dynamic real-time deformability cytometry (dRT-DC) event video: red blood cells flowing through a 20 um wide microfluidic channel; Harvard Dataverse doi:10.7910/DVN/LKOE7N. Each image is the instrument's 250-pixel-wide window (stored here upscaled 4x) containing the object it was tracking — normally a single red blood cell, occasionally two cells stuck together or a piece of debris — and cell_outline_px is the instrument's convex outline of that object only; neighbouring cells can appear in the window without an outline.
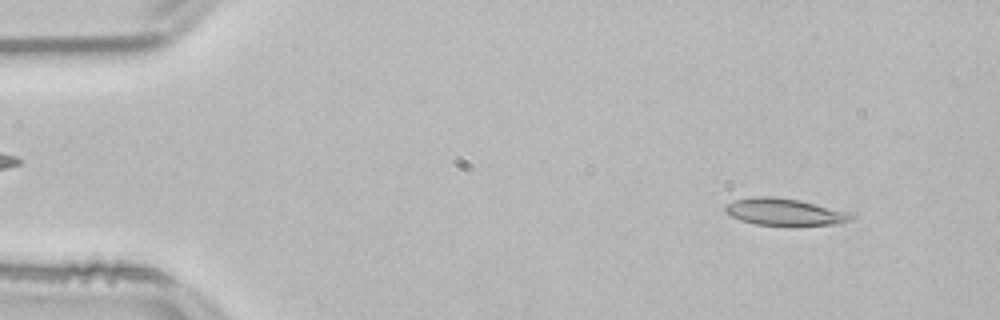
{"species": "common noctule bat (a hibernating species)", "species_latin": "Nyctalus noctula", "temperature_condition": "room temperature", "stored_images_in_passage": 51, "camera_frame_rate_fps": 3000, "um_per_image_px": 0.085, "animal": {"sex": "male", "body_mass_g": 21.5, "forearm_length_mm": 52.0}, "frame": {"image": 1, "passage_image": 4, "time_ms": 1.0, "image_size_px": [1000, 320], "cell_outline_px": [[856, 216], [852, 220], [840, 224], [756, 224], [740, 220], [724, 212], [724, 208], [728, 204], [736, 200], [752, 196], [772, 196], [800, 200], [856, 212]], "centroid_in_image_um": [66.8, 17.99], "position_along_channel_um": 18.2, "area_um2": 19.88}}
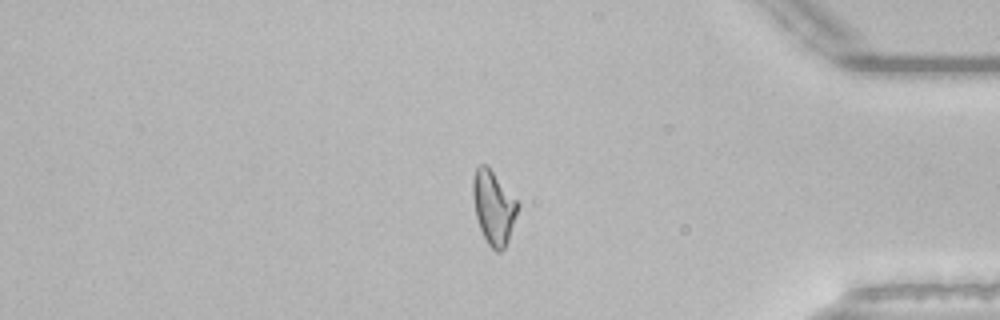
{"frame": {"image": 2, "passage_image": 43, "time_ms": 14.0, "image_size_px": [1000, 320], "cell_outline_px": [[520, 204], [508, 240], [504, 248], [500, 252], [496, 252], [488, 244], [480, 228], [476, 216], [472, 196], [472, 176], [476, 168], [480, 164], [488, 164]], "centroid_in_image_um": [41.94, 17.58], "position_along_channel_um": 393.3, "area_um2": 19.36}}
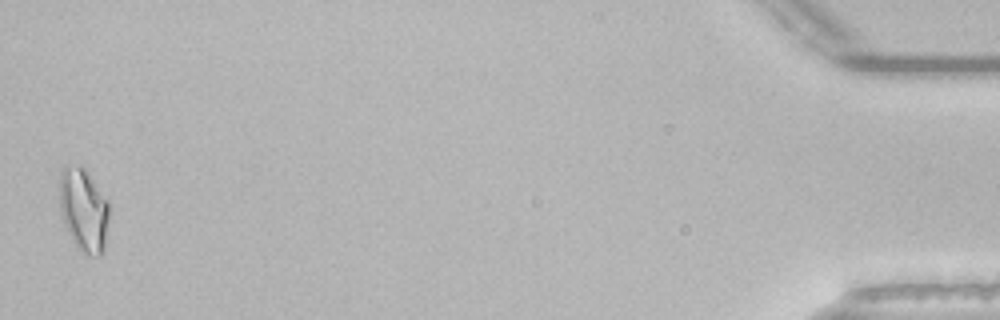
{"frame": {"image": 3, "passage_image": 51, "time_ms": 16.667, "image_size_px": [1000, 320], "cell_outline_px": [[108, 220], [104, 252], [100, 256], [84, 256], [72, 240], [64, 224], [60, 212], [60, 172], [64, 168], [76, 164], [84, 168], [88, 172], [108, 200]], "centroid_in_image_um": [7.12, 17.88], "position_along_channel_um": 428.1, "area_um2": 24.28}, "authors_computed_cell_mechanics": {"area_um2": 19.363, "velocity_mm_per_s": 3.8326, "shape_relaxation_time_tau1_ms": 5.4208, "shape_relaxation_time_tau2_ms": 4.9416, "deformation_change_tau1": 0.1804, "deformation_change_tau2": 0.1148}}